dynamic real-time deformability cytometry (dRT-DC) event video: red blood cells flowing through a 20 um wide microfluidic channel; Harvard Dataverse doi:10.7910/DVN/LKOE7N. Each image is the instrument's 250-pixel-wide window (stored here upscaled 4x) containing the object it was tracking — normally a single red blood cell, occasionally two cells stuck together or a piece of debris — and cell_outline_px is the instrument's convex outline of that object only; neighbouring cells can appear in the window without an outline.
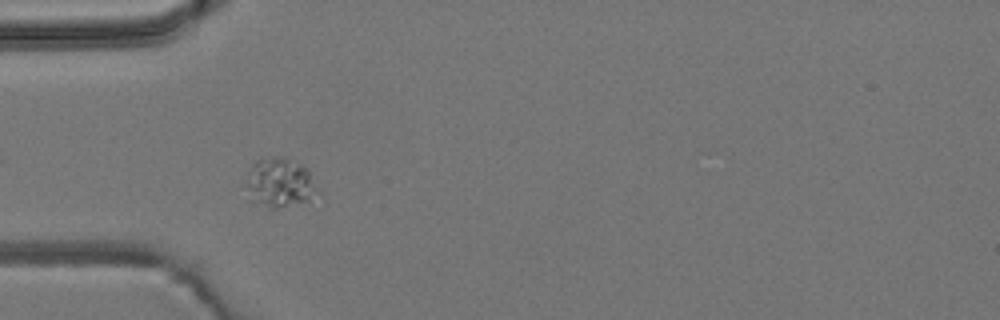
{"species": "common noctule bat (a hibernating species)", "species_latin": "Nyctalus noctula", "temperature_condition": "room temperature", "stored_images_in_passage": 5, "camera_frame_rate_fps": 3000, "um_per_image_px": 0.085, "animal": {"sex": "male", "body_mass_g": 19.2, "forearm_length_mm": 51.8}, "frame": {"image": 1, "passage_image": 1, "time_ms": 0.0, "image_size_px": [1000, 320], "cell_outline_px": [[320, 192], [308, 200], [276, 208], [272, 208], [248, 200], [248, 172], [252, 164], [256, 160], [272, 156], [288, 156], [308, 168]], "centroid_in_image_um": [23.8, 15.49], "position_along_channel_um": 61.2, "area_um2": 20.69}}
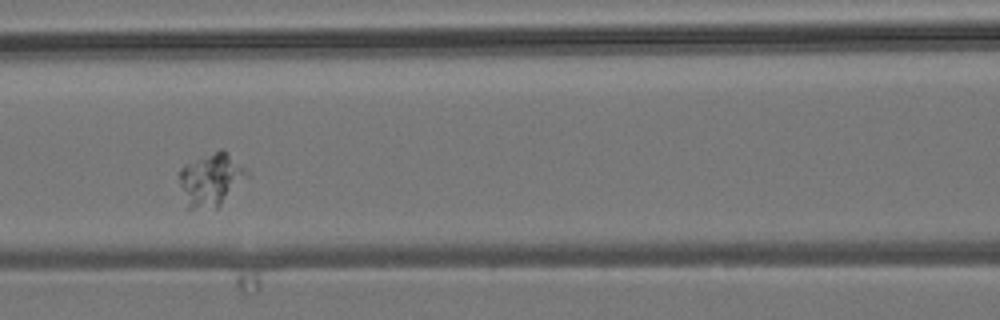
{"frame": {"image": 2, "passage_image": 3, "time_ms": 2.333, "image_size_px": [1000, 320], "cell_outline_px": [[252, 176], [216, 208], [188, 208], [180, 184], [180, 168], [184, 164], [220, 148], [224, 148], [248, 168]], "centroid_in_image_um": [18.03, 15.21], "position_along_channel_um": 148.6, "area_um2": 21.33}}
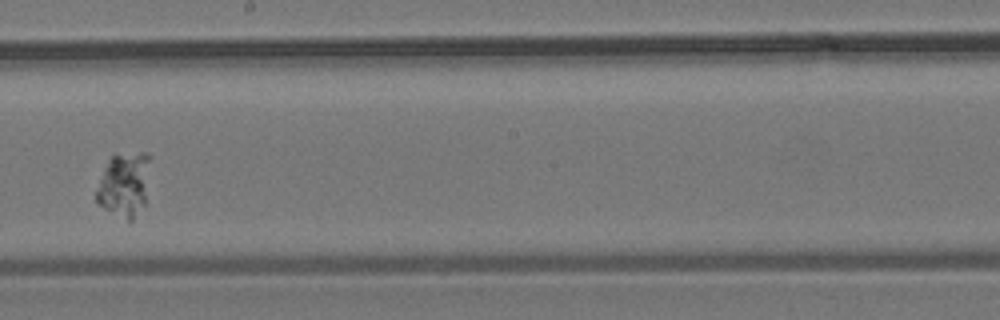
{"frame": {"image": 3, "passage_image": 5, "time_ms": 4.667, "image_size_px": [1000, 320], "cell_outline_px": [[152, 156], [144, 204], [132, 220], [128, 220], [96, 204], [96, 188], [104, 168], [108, 160], [112, 156], [140, 152], [148, 152]], "centroid_in_image_um": [10.58, 15.65], "position_along_channel_um": 237.6, "area_um2": 20.17}}